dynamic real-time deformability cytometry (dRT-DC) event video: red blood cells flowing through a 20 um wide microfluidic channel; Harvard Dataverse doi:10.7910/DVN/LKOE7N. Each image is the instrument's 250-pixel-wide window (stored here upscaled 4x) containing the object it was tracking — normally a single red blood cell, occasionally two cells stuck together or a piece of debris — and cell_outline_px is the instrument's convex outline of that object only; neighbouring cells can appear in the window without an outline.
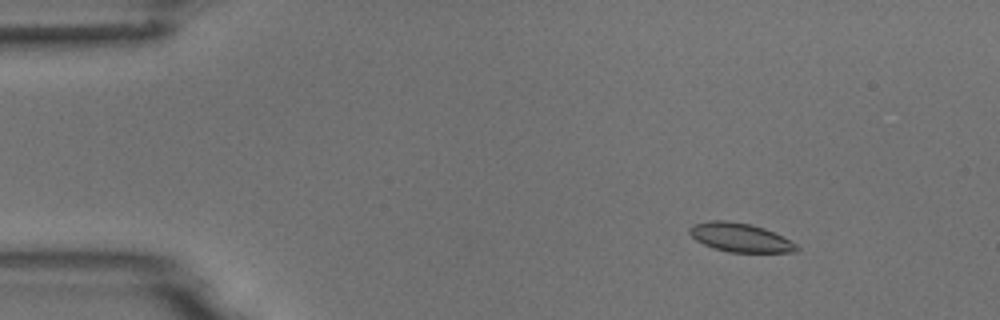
{"species": "common noctule bat (a hibernating species)", "species_latin": "Nyctalus noctula", "temperature_condition": "room temperature", "stored_images_in_passage": 5, "camera_frame_rate_fps": 3000, "um_per_image_px": 0.085, "animal": {"sex": "male", "body_mass_g": 18.8}, "frame": {"image": 1, "passage_image": 3, "time_ms": 2.333, "image_size_px": [1000, 320], "cell_outline_px": [[800, 248], [796, 252], [728, 252], [704, 244], [696, 240], [688, 232], [688, 228], [692, 224], [708, 220], [724, 220], [752, 224], [764, 228], [796, 244]], "centroid_in_image_um": [62.87, 20.17], "position_along_channel_um": 22.1, "area_um2": 17.86}}
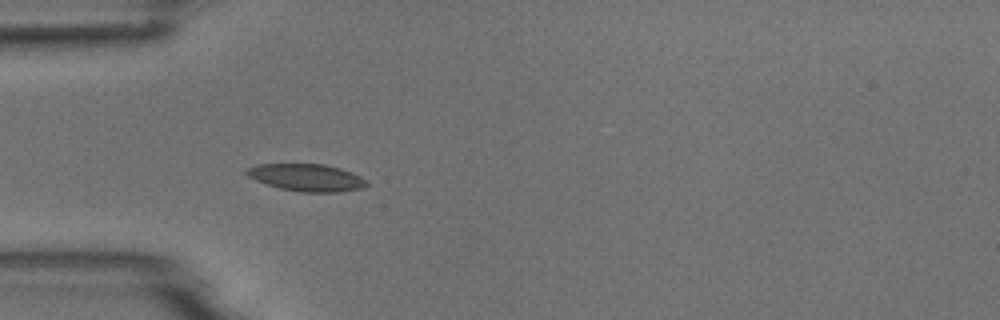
{"frame": {"image": 2, "passage_image": 5, "time_ms": 5.333, "image_size_px": [1000, 320], "cell_outline_px": [[368, 184], [360, 188], [340, 192], [300, 192], [280, 188], [256, 180], [248, 176], [244, 172], [248, 168], [256, 164], [324, 164], [340, 168], [352, 172], [368, 180]], "centroid_in_image_um": [26.08, 15.09], "position_along_channel_um": 58.9, "area_um2": 19.02}}